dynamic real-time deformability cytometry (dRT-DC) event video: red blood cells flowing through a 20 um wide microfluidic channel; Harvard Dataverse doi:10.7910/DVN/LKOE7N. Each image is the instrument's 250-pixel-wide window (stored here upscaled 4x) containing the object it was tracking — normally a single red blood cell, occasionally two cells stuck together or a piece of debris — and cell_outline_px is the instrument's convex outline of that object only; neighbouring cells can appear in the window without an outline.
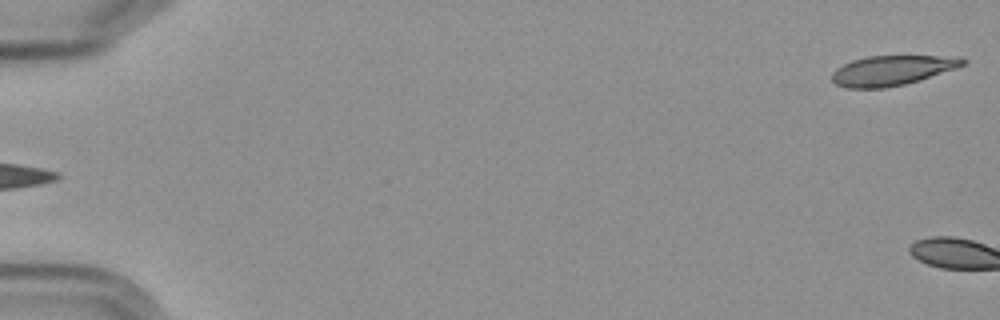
{"species": "Egyptian fruit bat (a non-hibernating species)", "species_latin": "Rousettus aegyptiacus", "temperature_condition": "cold", "stored_images_in_passage": 6, "segment_of_instrument_passage": [2, 2], "camera_frame_rate_fps": 3000, "um_per_image_px": 0.085, "frame": {"image": 1, "passage_image": 6, "time_ms": 7.0, "image_size_px": [1000, 320], "cell_outline_px": [[968, 60], [964, 64], [956, 68], [920, 80], [904, 84], [884, 88], [844, 88], [836, 84], [832, 80], [832, 72], [836, 68], [852, 60], [868, 56], [960, 56]], "centroid_in_image_um": [75.82, 5.98], "position_along_channel_um": 9.2, "area_um2": 22.83}}